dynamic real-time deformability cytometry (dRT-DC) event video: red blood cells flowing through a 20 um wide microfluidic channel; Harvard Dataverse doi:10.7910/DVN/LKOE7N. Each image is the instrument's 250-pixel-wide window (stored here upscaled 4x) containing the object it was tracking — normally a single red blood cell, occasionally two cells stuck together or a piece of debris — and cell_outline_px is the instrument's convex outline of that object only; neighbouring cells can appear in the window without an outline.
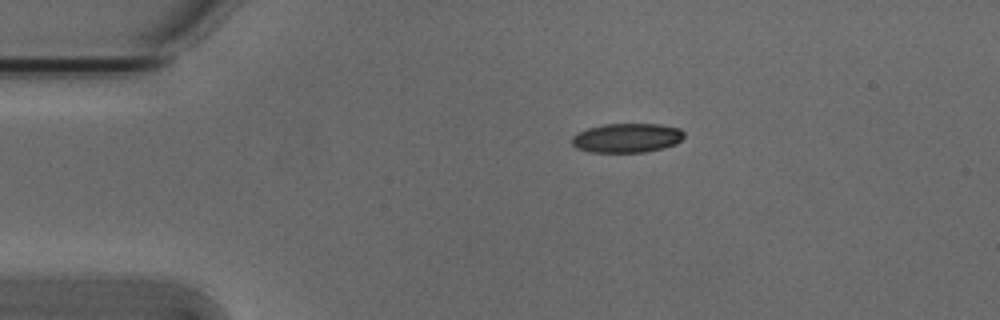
{"species": "Egyptian fruit bat (a non-hibernating species)", "species_latin": "Rousettus aegyptiacus", "temperature_condition": "cold", "stored_images_in_passage": 44, "camera_frame_rate_fps": 3000, "um_per_image_px": 0.085, "animal": {"sex": "male"}, "frame": {"image": 1, "passage_image": 1, "time_ms": 0.0, "image_size_px": [1000, 320], "cell_outline_px": [[684, 136], [676, 144], [644, 152], [588, 152], [576, 148], [572, 144], [572, 136], [588, 128], [604, 124], [660, 124], [680, 128], [684, 132]], "centroid_in_image_um": [53.28, 11.72], "position_along_channel_um": 31.7, "area_um2": 19.07}}
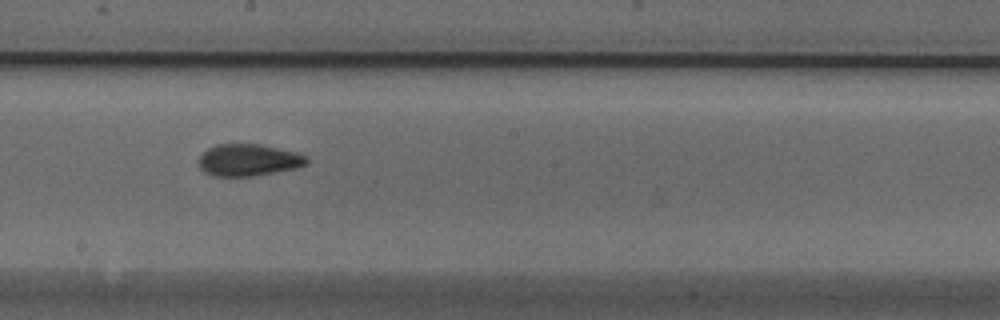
{"frame": {"image": 2, "passage_image": 20, "time_ms": 6.333, "image_size_px": [1000, 320], "cell_outline_px": [[308, 164], [300, 168], [252, 176], [212, 176], [204, 172], [200, 168], [196, 160], [208, 148], [216, 144], [260, 144], [296, 152], [308, 156]], "centroid_in_image_um": [21.13, 13.61], "position_along_channel_um": 227.1, "area_um2": 20.4}}
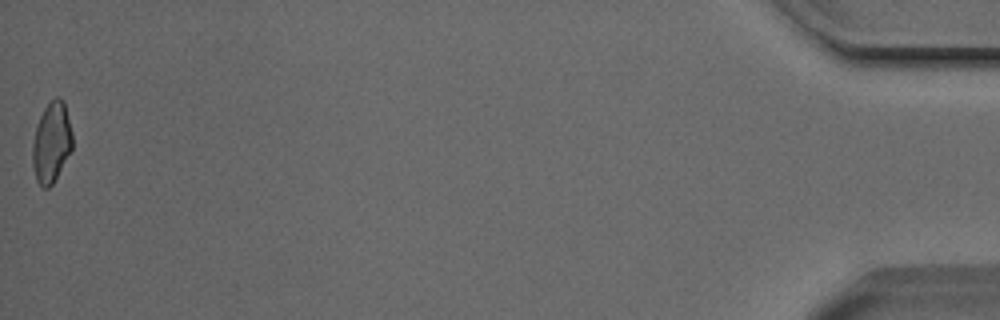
{"frame": {"image": 3, "passage_image": 44, "time_ms": 14.333, "image_size_px": [1000, 320], "cell_outline_px": [[72, 148], [52, 184], [48, 188], [44, 188], [36, 180], [32, 164], [32, 144], [36, 128], [40, 116], [44, 108], [56, 96], [60, 96], [64, 100], [72, 132]], "centroid_in_image_um": [4.37, 12.08], "position_along_channel_um": 430.8, "area_um2": 18.55}, "authors_computed_cell_mechanics": {"area_um2": 19.6809, "velocity_mm_per_s": 3.8309, "shape_relaxation_time_tau1_ms": null, "shape_relaxation_time_tau2_ms": 1.76, "deformation_change_tau1": null, "deformation_change_tau2": 0.0836}}